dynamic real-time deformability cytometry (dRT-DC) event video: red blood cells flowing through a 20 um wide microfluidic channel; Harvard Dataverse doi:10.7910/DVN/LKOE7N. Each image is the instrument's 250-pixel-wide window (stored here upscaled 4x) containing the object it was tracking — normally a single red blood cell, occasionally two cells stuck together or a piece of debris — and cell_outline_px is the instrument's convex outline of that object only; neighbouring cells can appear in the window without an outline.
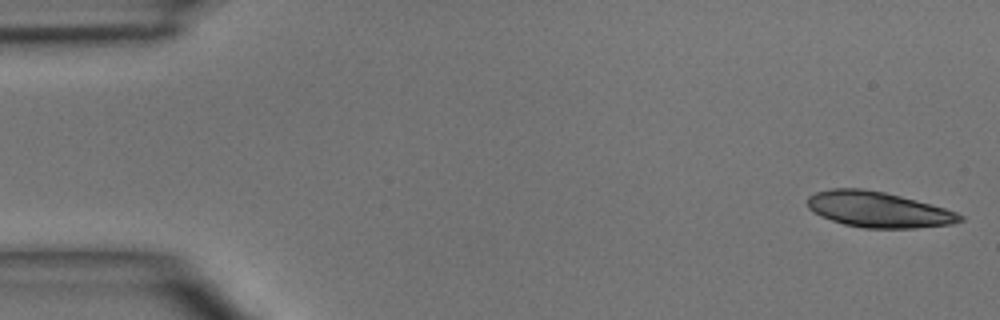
{"species": "common noctule bat (a hibernating species)", "species_latin": "Nyctalus noctula", "temperature_condition": "room temperature", "stored_images_in_passage": 4, "segment_of_instrument_passage": [2, 2], "camera_frame_rate_fps": 3000, "um_per_image_px": 0.085, "animal": {"sex": "male", "body_mass_g": 15.6}, "frame": {"image": 1, "passage_image": 4, "time_ms": 4.333, "image_size_px": [1000, 320], "cell_outline_px": [[964, 220], [952, 224], [916, 228], [864, 228], [844, 224], [820, 216], [812, 212], [808, 208], [808, 196], [816, 192], [832, 188], [860, 188], [884, 192], [916, 200], [944, 208], [956, 212], [964, 216]], "centroid_in_image_um": [74.64, 17.81], "position_along_channel_um": 10.4, "area_um2": 31.62}}